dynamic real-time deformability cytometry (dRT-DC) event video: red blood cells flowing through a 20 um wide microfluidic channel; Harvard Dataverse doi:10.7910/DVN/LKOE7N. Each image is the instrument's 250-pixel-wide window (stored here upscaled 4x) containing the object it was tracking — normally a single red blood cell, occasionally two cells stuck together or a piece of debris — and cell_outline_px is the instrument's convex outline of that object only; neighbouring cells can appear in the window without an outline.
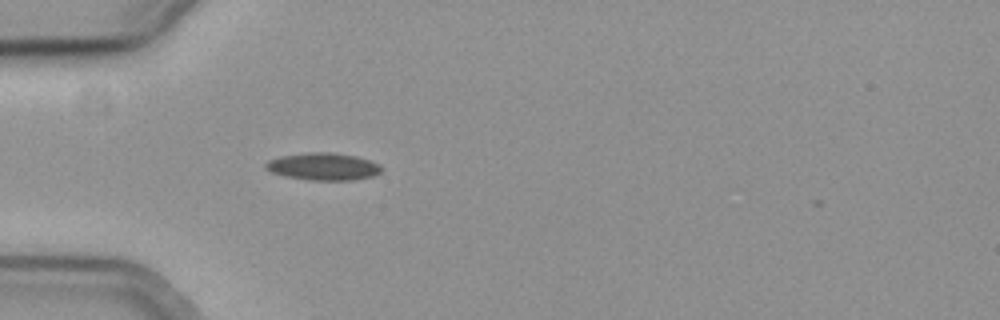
{"species": "common noctule bat (a hibernating species)", "species_latin": "Nyctalus noctula", "temperature_condition": "cold", "stored_images_in_passage": 40, "camera_frame_rate_fps": 3000, "um_per_image_px": 0.085, "animal": {"sex": "female", "body_mass_g": 19.3, "forearm_length_mm": 54.1}, "frame": {"image": 1, "passage_image": 1, "time_ms": 0.0, "image_size_px": [1000, 320], "cell_outline_px": [[384, 168], [380, 172], [372, 176], [352, 180], [312, 180], [284, 176], [272, 172], [264, 168], [264, 164], [268, 160], [280, 156], [308, 152], [328, 152], [356, 156], [380, 164]], "centroid_in_image_um": [27.46, 14.15], "position_along_channel_um": 57.5, "area_um2": 18.44}}
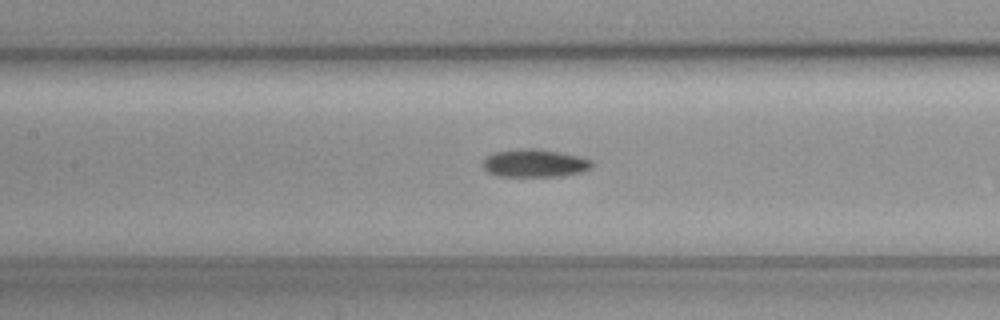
{"frame": {"image": 2, "passage_image": 10, "time_ms": 3.0, "image_size_px": [1000, 320], "cell_outline_px": [[596, 164], [592, 168], [580, 172], [564, 176], [496, 176], [488, 172], [484, 168], [484, 160], [492, 152], [516, 148], [532, 148], [560, 152], [580, 156], [592, 160]], "centroid_in_image_um": [45.48, 13.86], "position_along_channel_um": 161.9, "area_um2": 17.98}}
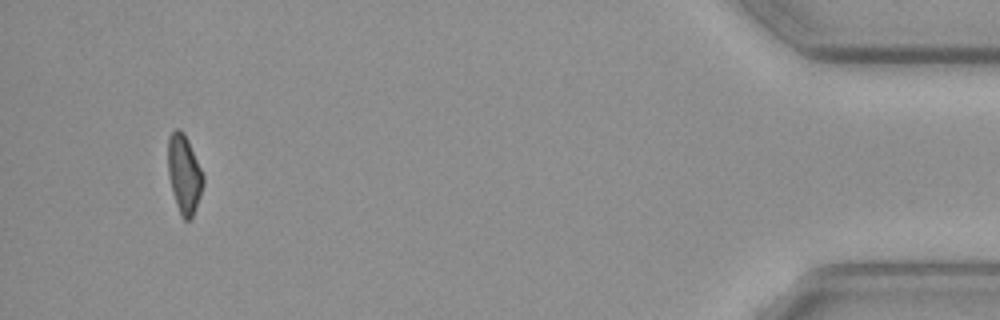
{"frame": {"image": 3, "passage_image": 37, "time_ms": 12.0, "image_size_px": [1000, 320], "cell_outline_px": [[204, 184], [200, 196], [192, 216], [188, 220], [184, 220], [180, 216], [172, 192], [168, 176], [168, 136], [176, 128], [180, 128], [184, 132], [188, 140], [204, 176]], "centroid_in_image_um": [15.64, 14.78], "position_along_channel_um": 419.6, "area_um2": 16.18}}